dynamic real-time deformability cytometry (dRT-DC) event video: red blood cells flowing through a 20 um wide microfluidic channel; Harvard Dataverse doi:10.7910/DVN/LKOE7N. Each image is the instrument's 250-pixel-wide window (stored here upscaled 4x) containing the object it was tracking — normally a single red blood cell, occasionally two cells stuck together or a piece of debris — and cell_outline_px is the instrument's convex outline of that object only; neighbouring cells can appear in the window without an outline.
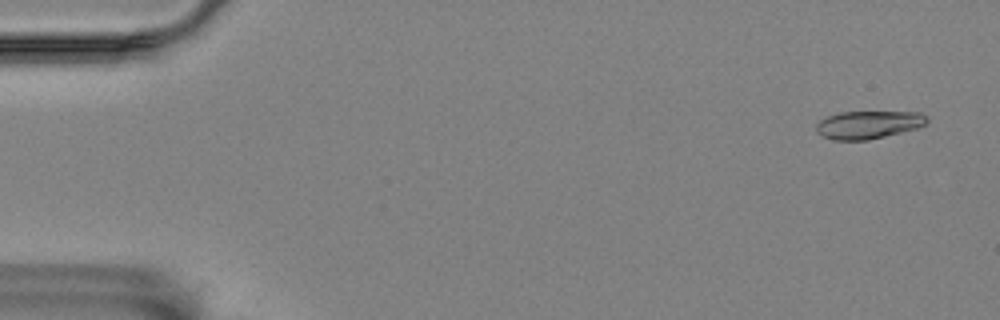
{"species": "Egyptian fruit bat (a non-hibernating species)", "species_latin": "Rousettus aegyptiacus", "temperature_condition": "room temperature", "stored_images_in_passage": 56, "camera_frame_rate_fps": 3000, "um_per_image_px": 0.085, "animal": {"sex": "female"}, "frame": {"image": 1, "passage_image": 3, "time_ms": 0.667, "image_size_px": [1000, 320], "cell_outline_px": [[928, 120], [924, 124], [916, 128], [868, 140], [836, 140], [824, 136], [816, 132], [816, 124], [820, 120], [828, 116], [840, 112], [920, 112], [928, 116]], "centroid_in_image_um": [73.8, 10.59], "position_along_channel_um": 11.2, "area_um2": 17.8}}
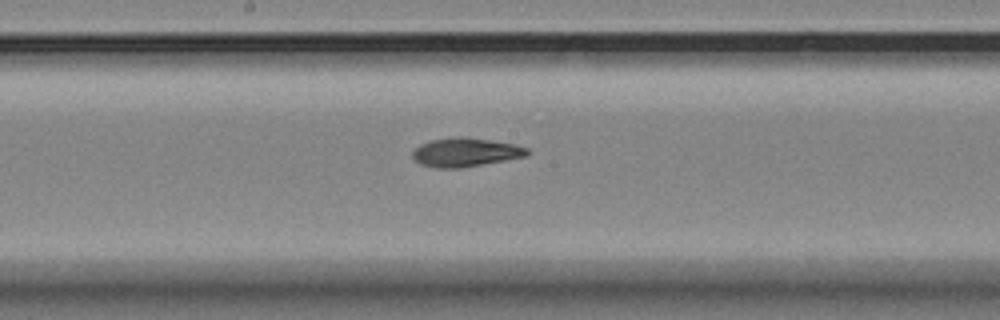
{"frame": {"image": 2, "passage_image": 30, "time_ms": 9.667, "image_size_px": [1000, 320], "cell_outline_px": [[532, 152], [528, 156], [460, 168], [436, 168], [420, 164], [412, 156], [412, 152], [420, 144], [432, 140], [460, 136], [468, 136], [512, 144], [528, 148]], "centroid_in_image_um": [39.59, 12.94], "position_along_channel_um": 208.6, "area_um2": 19.25}}
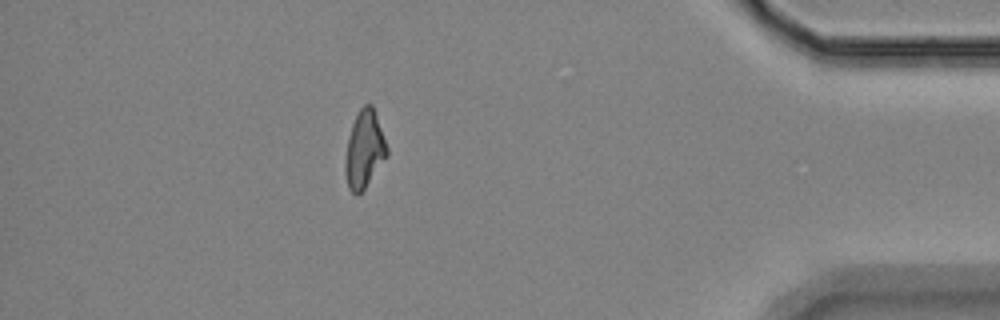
{"frame": {"image": 3, "passage_image": 50, "time_ms": 16.333, "image_size_px": [1000, 320], "cell_outline_px": [[388, 156], [364, 188], [356, 196], [348, 188], [344, 172], [344, 160], [348, 136], [352, 124], [360, 108], [364, 104], [372, 104], [376, 112], [388, 148]], "centroid_in_image_um": [30.96, 12.69], "position_along_channel_um": 404.2, "area_um2": 19.02}, "authors_computed_cell_mechanics": {"area_um2": 18.785, "velocity_mm_per_s": 3.564, "shape_relaxation_time_tau1_ms": null, "shape_relaxation_time_tau2_ms": 4.5904, "deformation_change_tau1": null, "deformation_change_tau2": 0.1187}}